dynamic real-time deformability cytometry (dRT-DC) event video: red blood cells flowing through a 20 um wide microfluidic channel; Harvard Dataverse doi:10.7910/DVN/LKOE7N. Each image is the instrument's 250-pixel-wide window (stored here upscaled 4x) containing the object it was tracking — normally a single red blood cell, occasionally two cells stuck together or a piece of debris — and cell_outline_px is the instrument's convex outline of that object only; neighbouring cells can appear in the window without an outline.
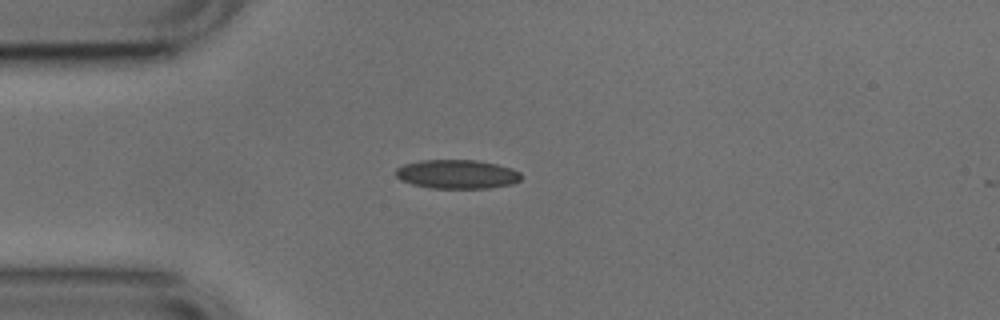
{"species": "common noctule bat (a hibernating species)", "species_latin": "Nyctalus noctula", "temperature_condition": "cold", "stored_images_in_passage": 40, "camera_frame_rate_fps": 3000, "um_per_image_px": 0.085, "animal": {"sex": "male", "body_mass_g": 17.9, "forearm_length_mm": 54.2}, "frame": {"image": 1, "passage_image": 1, "time_ms": 0.0, "image_size_px": [1000, 320], "cell_outline_px": [[524, 176], [520, 180], [512, 184], [488, 188], [432, 188], [412, 184], [400, 180], [396, 176], [396, 168], [404, 164], [420, 160], [476, 160], [496, 164], [512, 168], [520, 172]], "centroid_in_image_um": [38.86, 14.8], "position_along_channel_um": 46.1, "area_um2": 21.27}}
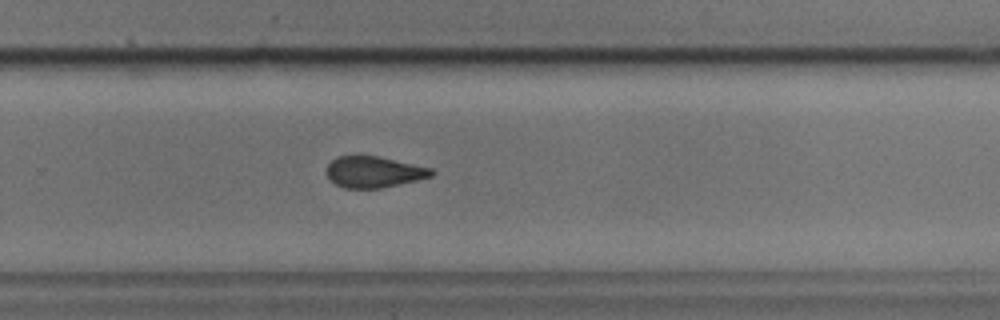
{"frame": {"image": 2, "passage_image": 22, "time_ms": 7.0, "image_size_px": [1000, 320], "cell_outline_px": [[436, 172], [432, 176], [416, 180], [380, 188], [344, 188], [328, 180], [328, 164], [336, 156], [380, 156], [432, 168]], "centroid_in_image_um": [31.78, 14.61], "position_along_channel_um": 298.0, "area_um2": 19.02}}
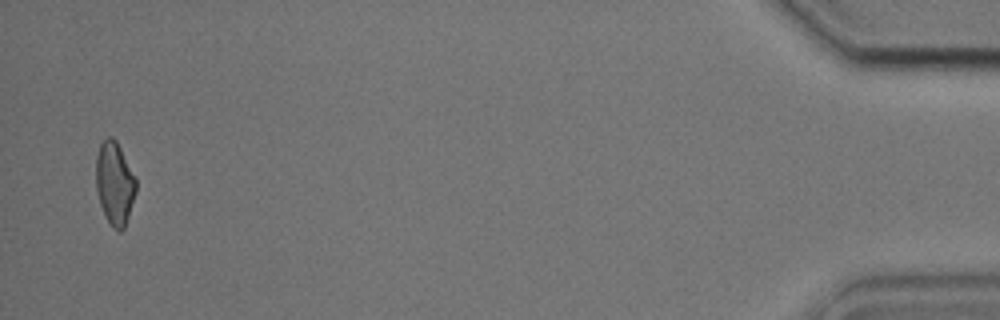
{"frame": {"image": 3, "passage_image": 39, "time_ms": 12.667, "image_size_px": [1000, 320], "cell_outline_px": [[136, 192], [124, 228], [120, 232], [112, 228], [100, 204], [96, 188], [96, 156], [100, 144], [108, 136], [112, 136], [116, 140], [136, 176]], "centroid_in_image_um": [9.75, 15.56], "position_along_channel_um": 425.5, "area_um2": 19.36}, "authors_computed_cell_mechanics": {"area_um2": 20.1433, "velocity_mm_per_s": 3.7876, "shape_relaxation_time_tau1_ms": 4.1316, "shape_relaxation_time_tau2_ms": 3.2008, "deformation_change_tau1": 0.1054, "deformation_change_tau2": 0.0922}}